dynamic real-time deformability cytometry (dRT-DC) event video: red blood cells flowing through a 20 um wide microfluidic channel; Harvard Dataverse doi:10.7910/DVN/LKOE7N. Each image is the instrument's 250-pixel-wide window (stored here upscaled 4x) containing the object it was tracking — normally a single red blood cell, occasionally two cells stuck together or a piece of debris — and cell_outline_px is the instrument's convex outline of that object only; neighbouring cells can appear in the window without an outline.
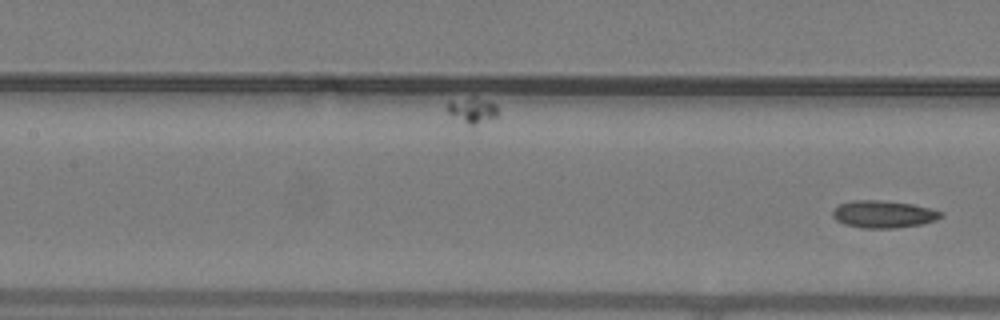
{"species": "common noctule bat (a hibernating species)", "species_latin": "Nyctalus noctula", "temperature_condition": "warm", "stored_images_in_passage": 15, "camera_frame_rate_fps": 3000, "um_per_image_px": 0.085, "animal": {"sex": "male", "body_mass_g": 19.2, "forearm_length_mm": 51.8}, "frame": {"image": 1, "passage_image": 15, "time_ms": 4.667, "image_size_px": [1000, 320], "cell_outline_px": [[944, 216], [936, 220], [920, 224], [896, 228], [860, 228], [844, 224], [836, 220], [832, 216], [832, 212], [840, 204], [856, 200], [880, 200], [912, 204], [944, 212]], "centroid_in_image_um": [75.1, 18.21], "position_along_channel_um": 132.3, "area_um2": 17.17}}